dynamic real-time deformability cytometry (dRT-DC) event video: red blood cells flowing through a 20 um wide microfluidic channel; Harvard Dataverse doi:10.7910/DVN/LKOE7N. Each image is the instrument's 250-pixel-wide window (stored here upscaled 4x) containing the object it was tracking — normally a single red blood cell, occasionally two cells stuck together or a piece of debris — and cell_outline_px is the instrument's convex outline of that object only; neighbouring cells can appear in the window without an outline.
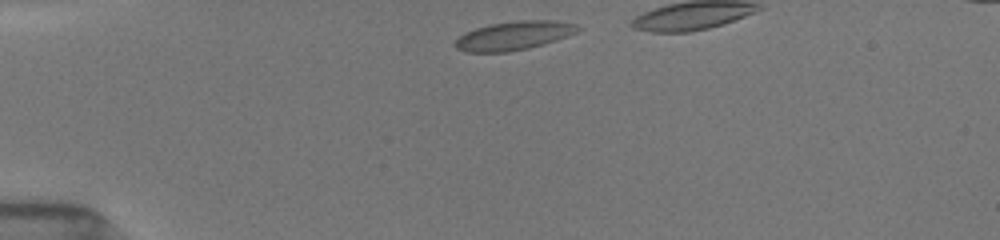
{"species": "common noctule bat (a hibernating species)", "species_latin": "Nyctalus noctula", "temperature_condition": "room temperature", "stored_images_in_passage": 22, "camera_frame_rate_fps": 3000, "um_per_image_px": 0.085, "animal": {"sex": "female", "body_mass_g": 19.5, "forearm_length_mm": 54.1}, "frame": {"image": 1, "passage_image": 1, "time_ms": 0.0, "image_size_px": [1000, 240], "cell_outline_px": [[584, 28], [576, 32], [556, 40], [544, 44], [528, 48], [508, 52], [464, 52], [456, 48], [456, 40], [464, 32], [476, 28], [492, 24], [520, 20], [556, 20], [576, 24]], "centroid_in_image_um": [43.71, 3.02], "position_along_channel_um": 41.3, "area_um2": 20.52}}
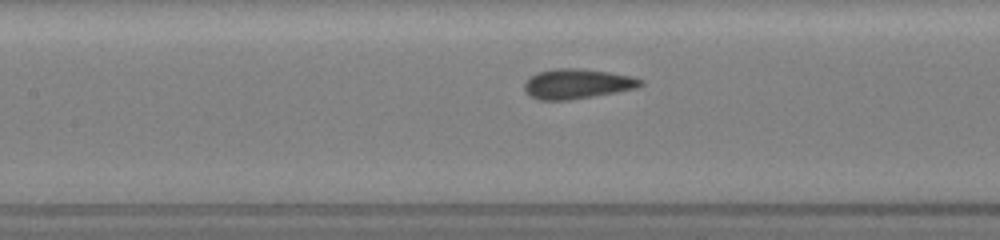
{"frame": {"image": 2, "passage_image": 13, "time_ms": 4.0, "image_size_px": [1000, 240], "cell_outline_px": [[644, 84], [636, 88], [616, 92], [568, 100], [540, 100], [528, 96], [524, 92], [524, 84], [532, 76], [540, 72], [556, 68], [576, 68], [608, 72], [632, 76], [644, 80]], "centroid_in_image_um": [49.06, 7.13], "position_along_channel_um": 158.3, "area_um2": 20.11}}
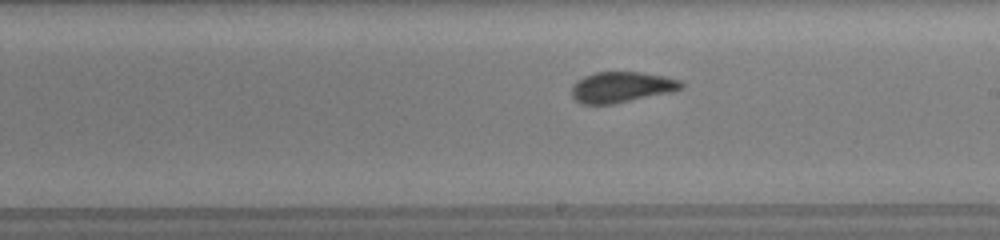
{"frame": {"image": 3, "passage_image": 19, "time_ms": 6.0, "image_size_px": [1000, 240], "cell_outline_px": [[684, 88], [672, 92], [616, 104], [580, 104], [572, 96], [572, 84], [576, 80], [584, 76], [596, 72], [640, 72], [664, 76], [680, 80], [684, 84]], "centroid_in_image_um": [52.84, 7.41], "position_along_channel_um": 236.2, "area_um2": 19.88}}